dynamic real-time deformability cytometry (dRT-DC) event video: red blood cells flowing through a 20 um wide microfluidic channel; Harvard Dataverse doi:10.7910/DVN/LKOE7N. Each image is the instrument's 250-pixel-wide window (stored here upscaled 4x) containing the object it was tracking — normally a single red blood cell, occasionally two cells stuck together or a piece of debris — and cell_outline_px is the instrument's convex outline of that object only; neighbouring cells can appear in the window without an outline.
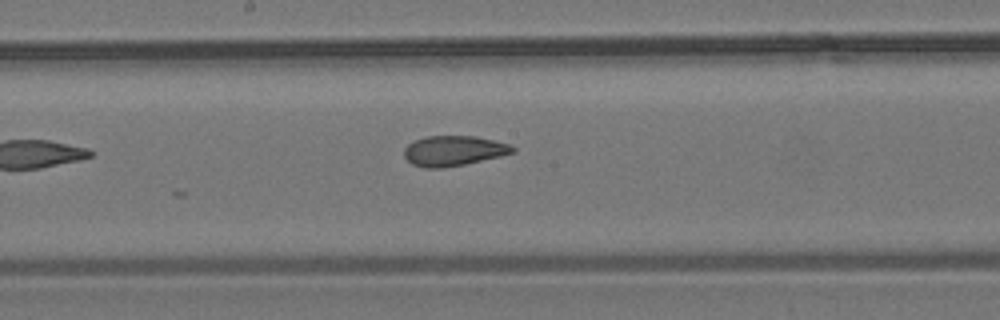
{"species": "common noctule bat (a hibernating species)", "species_latin": "Nyctalus noctula", "temperature_condition": "room temperature", "stored_images_in_passage": 8, "camera_frame_rate_fps": 3000, "um_per_image_px": 0.085, "animal": {"sex": "male", "body_mass_g": 19.2, "forearm_length_mm": 51.8}, "frame": {"image": 1, "passage_image": 8, "time_ms": 8.333, "image_size_px": [1000, 320], "cell_outline_px": [[516, 152], [500, 156], [464, 164], [444, 168], [424, 168], [412, 164], [404, 156], [404, 148], [408, 144], [416, 140], [428, 136], [476, 136], [512, 144], [516, 148]], "centroid_in_image_um": [38.59, 12.81], "position_along_channel_um": 209.6, "area_um2": 19.13}}